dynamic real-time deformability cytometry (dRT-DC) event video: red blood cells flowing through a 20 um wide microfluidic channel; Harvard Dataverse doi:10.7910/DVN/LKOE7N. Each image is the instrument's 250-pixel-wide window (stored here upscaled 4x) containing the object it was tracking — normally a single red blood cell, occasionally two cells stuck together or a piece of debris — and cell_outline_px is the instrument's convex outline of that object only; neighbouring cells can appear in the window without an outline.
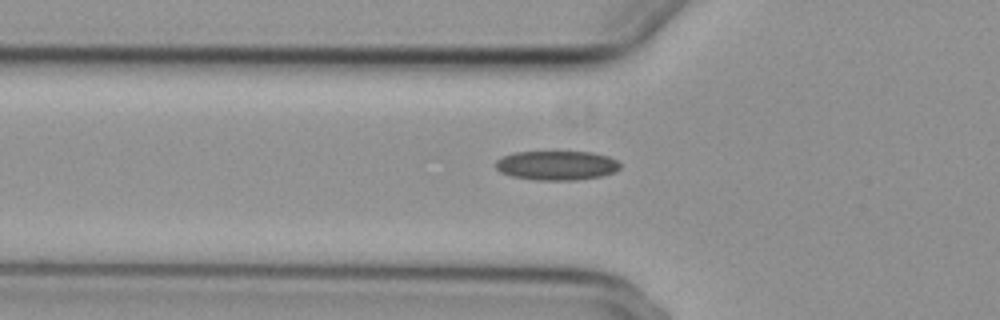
{"species": "common noctule bat (a hibernating species)", "species_latin": "Nyctalus noctula", "temperature_condition": "cold", "stored_images_in_passage": 45, "camera_frame_rate_fps": 3000, "um_per_image_px": 0.085, "animal": {"sex": "female", "body_mass_g": 29.2, "forearm_length_mm": 56.3}, "frame": {"image": 1, "passage_image": 10, "time_ms": 3.0, "image_size_px": [1000, 320], "cell_outline_px": [[620, 168], [612, 172], [600, 176], [576, 180], [536, 180], [512, 176], [500, 172], [496, 168], [496, 160], [512, 152], [592, 152], [608, 156], [616, 160], [620, 164]], "centroid_in_image_um": [47.3, 14.06], "position_along_channel_um": 78.5, "area_um2": 21.15}}
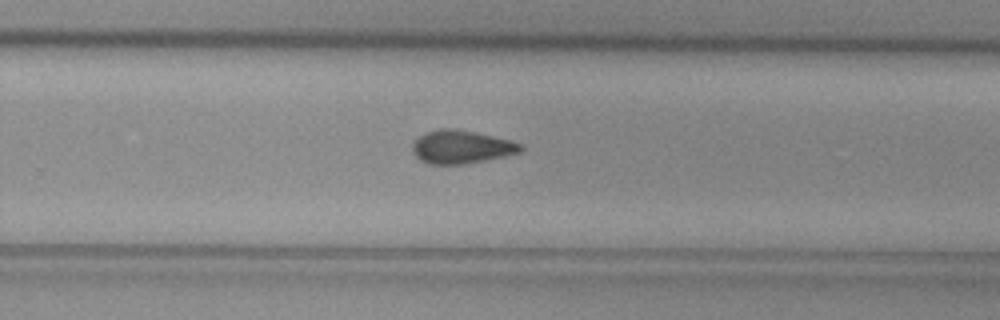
{"frame": {"image": 2, "passage_image": 27, "time_ms": 8.667, "image_size_px": [1000, 320], "cell_outline_px": [[524, 148], [520, 152], [504, 156], [464, 164], [428, 164], [420, 160], [412, 152], [412, 144], [424, 132], [440, 128], [448, 128], [476, 132], [512, 140], [524, 144]], "centroid_in_image_um": [39.22, 12.48], "position_along_channel_um": 290.6, "area_um2": 21.04}}
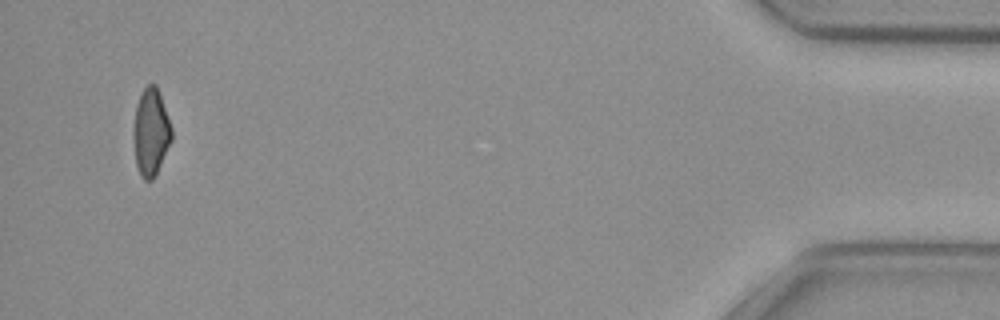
{"frame": {"image": 3, "passage_image": 44, "time_ms": 14.333, "image_size_px": [1000, 320], "cell_outline_px": [[172, 140], [156, 176], [152, 180], [144, 180], [140, 176], [136, 164], [132, 136], [132, 132], [136, 104], [144, 88], [148, 84], [156, 84], [172, 128]], "centroid_in_image_um": [12.81, 11.27], "position_along_channel_um": 422.4, "area_um2": 19.65}}